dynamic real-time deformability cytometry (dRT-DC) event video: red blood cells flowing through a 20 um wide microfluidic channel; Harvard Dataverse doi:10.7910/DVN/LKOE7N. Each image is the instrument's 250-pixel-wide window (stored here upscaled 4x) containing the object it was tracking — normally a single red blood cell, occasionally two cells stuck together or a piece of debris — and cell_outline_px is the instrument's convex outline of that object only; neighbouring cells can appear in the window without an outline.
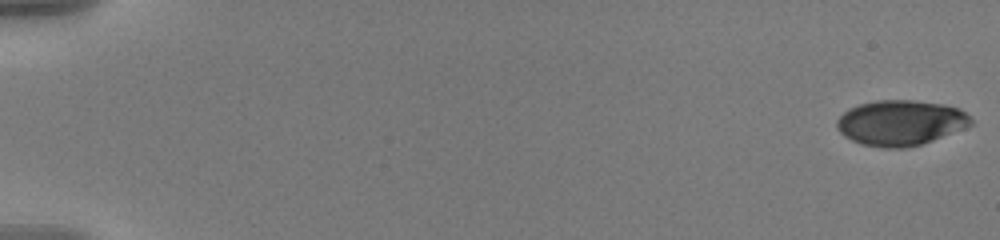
{"species": "human", "species_latin": "Homo sapiens", "temperature_condition": "warm", "stored_images_in_passage": 23, "camera_frame_rate_fps": 3000, "um_per_image_px": 0.085, "donor": {"sex": "male"}, "frame": {"image": 1, "passage_image": 1, "time_ms": 0.0, "image_size_px": [1000, 240], "cell_outline_px": [[972, 124], [964, 128], [932, 140], [920, 144], [904, 148], [880, 148], [860, 144], [844, 136], [836, 128], [836, 120], [848, 108], [860, 104], [876, 100], [912, 100], [944, 104], [960, 108], [972, 120]], "centroid_in_image_um": [76.51, 10.43], "position_along_channel_um": 8.5, "area_um2": 35.43}}
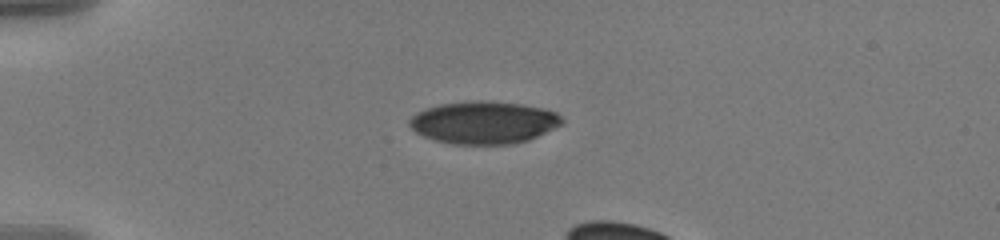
{"frame": {"image": 2, "passage_image": 16, "time_ms": 5.0, "image_size_px": [1000, 240], "cell_outline_px": [[564, 120], [560, 124], [528, 140], [512, 144], [452, 144], [436, 140], [424, 136], [416, 132], [408, 124], [408, 120], [416, 112], [440, 104], [472, 100], [480, 100], [524, 104], [544, 108], [556, 112]], "centroid_in_image_um": [41.1, 10.4], "position_along_channel_um": 43.9, "area_um2": 37.63}}
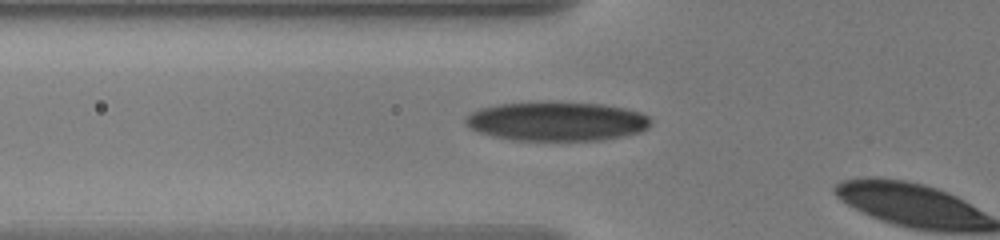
{"frame": {"image": 3, "passage_image": 22, "time_ms": 7.0, "image_size_px": [1000, 240], "cell_outline_px": [[652, 120], [648, 128], [640, 132], [624, 136], [600, 140], [512, 140], [480, 132], [468, 128], [464, 124], [464, 120], [472, 112], [480, 108], [500, 104], [604, 104], [624, 108], [640, 112], [648, 116]], "centroid_in_image_um": [47.36, 10.34], "position_along_channel_um": 78.4, "area_um2": 41.33}}